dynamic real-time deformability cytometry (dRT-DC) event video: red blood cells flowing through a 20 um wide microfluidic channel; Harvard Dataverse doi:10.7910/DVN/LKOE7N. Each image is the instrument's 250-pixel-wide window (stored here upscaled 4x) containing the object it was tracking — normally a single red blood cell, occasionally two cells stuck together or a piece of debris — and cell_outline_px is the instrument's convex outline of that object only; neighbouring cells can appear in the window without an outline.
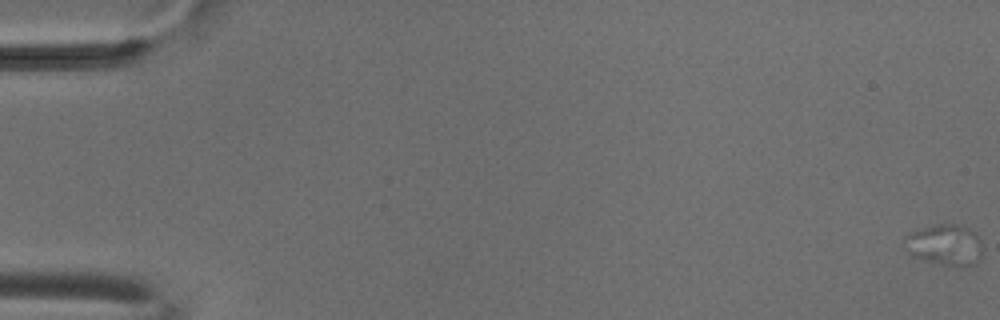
{"species": "common noctule bat (a hibernating species)", "species_latin": "Nyctalus noctula", "temperature_condition": "cold", "stored_images_in_passage": 4, "camera_frame_rate_fps": 3000, "um_per_image_px": 0.085, "animal": {"sex": "male", "body_mass_g": 18.8}, "frame": {"image": 1, "passage_image": 1, "time_ms": 0.0, "image_size_px": [1000, 320], "cell_outline_px": [[984, 248], [980, 256], [972, 264], [944, 264], [912, 256], [908, 252], [904, 236], [912, 232], [924, 228], [940, 224], [956, 224], [968, 228], [976, 232]], "centroid_in_image_um": [80.34, 20.77], "position_along_channel_um": 4.7, "area_um2": 17.98}}